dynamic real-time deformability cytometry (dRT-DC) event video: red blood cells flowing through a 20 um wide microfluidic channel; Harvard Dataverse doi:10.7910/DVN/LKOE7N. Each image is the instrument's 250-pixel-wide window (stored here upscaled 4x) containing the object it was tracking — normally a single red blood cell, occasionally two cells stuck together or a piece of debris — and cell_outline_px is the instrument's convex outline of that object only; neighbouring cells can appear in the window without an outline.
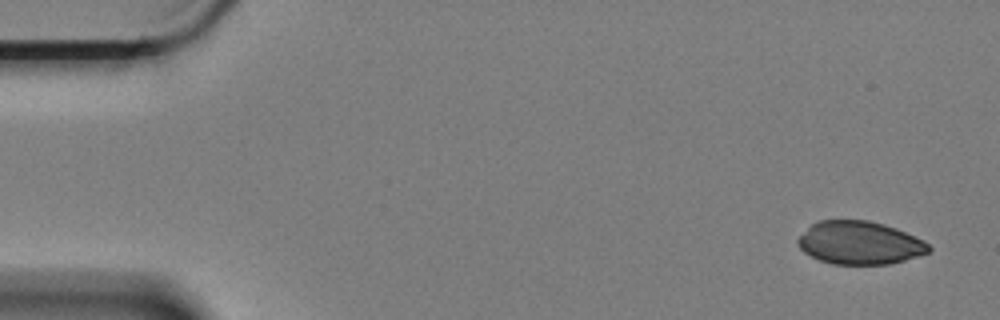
{"species": "Egyptian fruit bat (a non-hibernating species)", "species_latin": "Rousettus aegyptiacus", "temperature_condition": "cold", "stored_images_in_passage": 6, "camera_frame_rate_fps": 3000, "um_per_image_px": 0.085, "animal": {"sex": "female"}, "frame": {"image": 1, "passage_image": 1, "time_ms": 0.0, "image_size_px": [1000, 320], "cell_outline_px": [[932, 248], [928, 252], [904, 260], [888, 264], [832, 264], [820, 260], [804, 252], [800, 248], [796, 240], [812, 224], [820, 220], [868, 220], [884, 224], [896, 228], [924, 240]], "centroid_in_image_um": [73.07, 20.63], "position_along_channel_um": 11.9, "area_um2": 32.66}}